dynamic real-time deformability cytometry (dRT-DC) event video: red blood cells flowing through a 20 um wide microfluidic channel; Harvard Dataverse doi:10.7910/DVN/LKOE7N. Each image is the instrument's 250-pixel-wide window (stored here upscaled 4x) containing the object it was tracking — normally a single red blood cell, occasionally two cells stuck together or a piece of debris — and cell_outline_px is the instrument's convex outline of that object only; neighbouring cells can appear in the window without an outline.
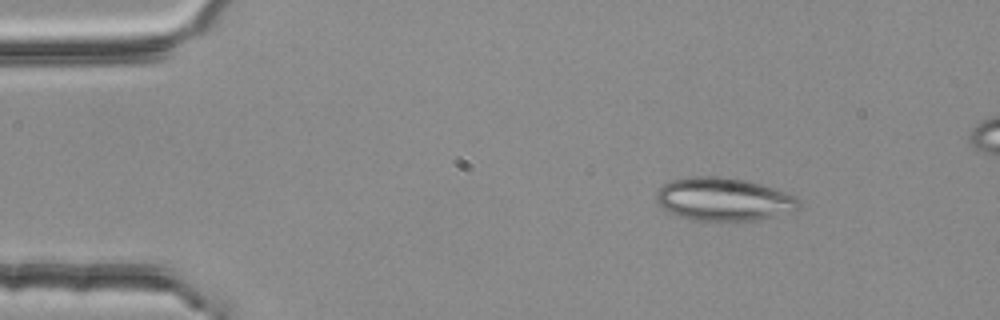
{"species": "common noctule bat (a hibernating species)", "species_latin": "Nyctalus noctula", "temperature_condition": "room temperature", "stored_images_in_passage": 4, "camera_frame_rate_fps": 3000, "um_per_image_px": 0.085, "animal": {"sex": "female", "body_mass_g": 25.1}, "frame": {"image": 1, "passage_image": 4, "time_ms": 1.0, "image_size_px": [1000, 320], "cell_outline_px": [[800, 208], [792, 212], [756, 220], [736, 224], [692, 220], [668, 212], [656, 200], [656, 192], [664, 184], [672, 180], [688, 176], [724, 176], [748, 180], [796, 196], [800, 200]], "centroid_in_image_um": [61.53, 16.97], "position_along_channel_um": 23.5, "area_um2": 36.76}}